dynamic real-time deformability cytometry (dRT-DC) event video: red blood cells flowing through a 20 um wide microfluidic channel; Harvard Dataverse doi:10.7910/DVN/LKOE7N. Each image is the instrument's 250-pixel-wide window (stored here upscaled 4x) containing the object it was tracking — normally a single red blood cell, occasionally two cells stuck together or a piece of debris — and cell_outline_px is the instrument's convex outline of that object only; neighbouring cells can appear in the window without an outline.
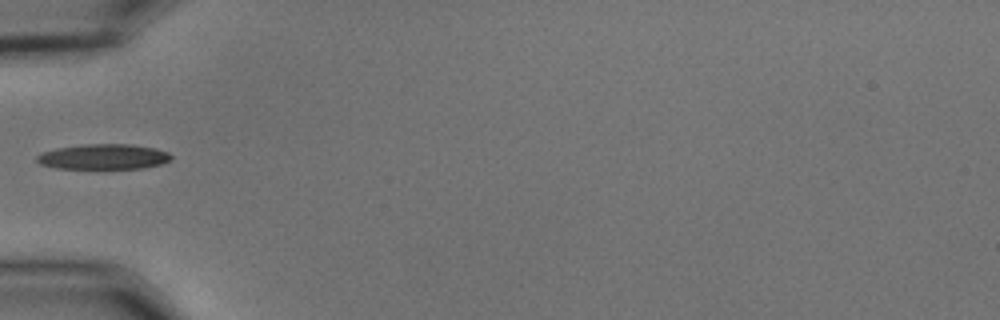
{"species": "common noctule bat (a hibernating species)", "species_latin": "Nyctalus noctula", "temperature_condition": "cold", "stored_images_in_passage": 10, "camera_frame_rate_fps": 3000, "um_per_image_px": 0.085, "animal": {"sex": "male", "body_mass_g": 15.6}, "frame": {"image": 1, "passage_image": 1, "time_ms": 0.0, "image_size_px": [1000, 320], "cell_outline_px": [[172, 156], [168, 160], [160, 164], [144, 168], [56, 168], [40, 164], [36, 160], [36, 156], [40, 152], [56, 148], [84, 144], [132, 144], [156, 148], [168, 152]], "centroid_in_image_um": [8.77, 13.31], "position_along_channel_um": 76.2, "area_um2": 19.77}}